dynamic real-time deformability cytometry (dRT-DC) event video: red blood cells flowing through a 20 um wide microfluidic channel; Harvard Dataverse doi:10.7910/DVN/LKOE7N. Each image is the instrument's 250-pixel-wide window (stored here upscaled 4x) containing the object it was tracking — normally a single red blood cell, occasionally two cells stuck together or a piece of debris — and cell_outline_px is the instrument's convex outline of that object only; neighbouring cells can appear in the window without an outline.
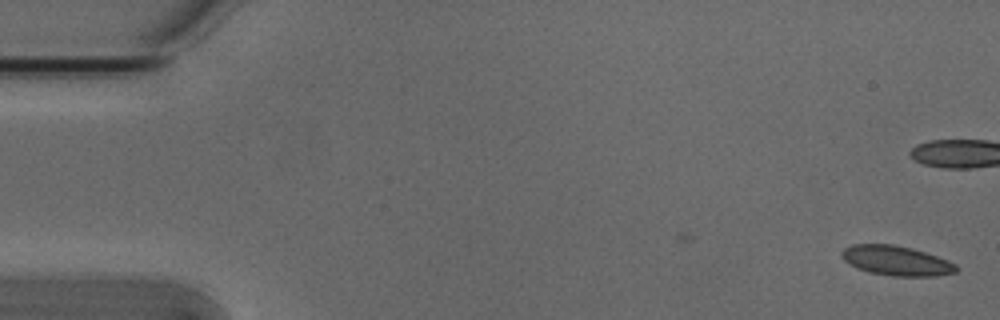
{"species": "Egyptian fruit bat (a non-hibernating species)", "species_latin": "Rousettus aegyptiacus", "temperature_condition": "cold", "stored_images_in_passage": 7, "camera_frame_rate_fps": 3000, "um_per_image_px": 0.085, "animal": {"sex": "male"}, "frame": {"image": 1, "passage_image": 1, "time_ms": 0.0, "image_size_px": [1000, 320], "cell_outline_px": [[960, 268], [956, 272], [936, 276], [892, 276], [868, 272], [856, 268], [844, 260], [840, 252], [844, 248], [852, 244], [892, 244], [912, 248], [948, 260], [956, 264]], "centroid_in_image_um": [76.19, 22.16], "position_along_channel_um": 8.8, "area_um2": 19.94}}
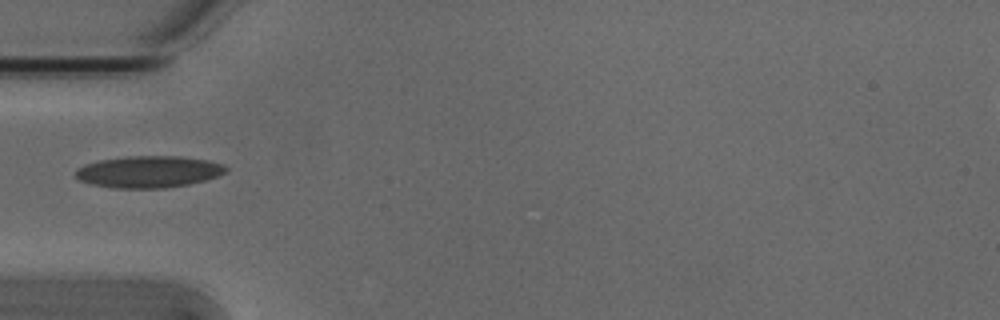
{"frame": {"image": 2, "passage_image": 7, "time_ms": 2.0, "image_size_px": [1000, 320], "cell_outline_px": [[228, 172], [204, 180], [188, 184], [164, 188], [112, 188], [92, 184], [80, 180], [76, 176], [76, 168], [84, 164], [100, 160], [128, 156], [180, 156], [208, 160], [224, 164], [228, 168]], "centroid_in_image_um": [12.65, 14.59], "position_along_channel_um": 72.4, "area_um2": 27.86}}